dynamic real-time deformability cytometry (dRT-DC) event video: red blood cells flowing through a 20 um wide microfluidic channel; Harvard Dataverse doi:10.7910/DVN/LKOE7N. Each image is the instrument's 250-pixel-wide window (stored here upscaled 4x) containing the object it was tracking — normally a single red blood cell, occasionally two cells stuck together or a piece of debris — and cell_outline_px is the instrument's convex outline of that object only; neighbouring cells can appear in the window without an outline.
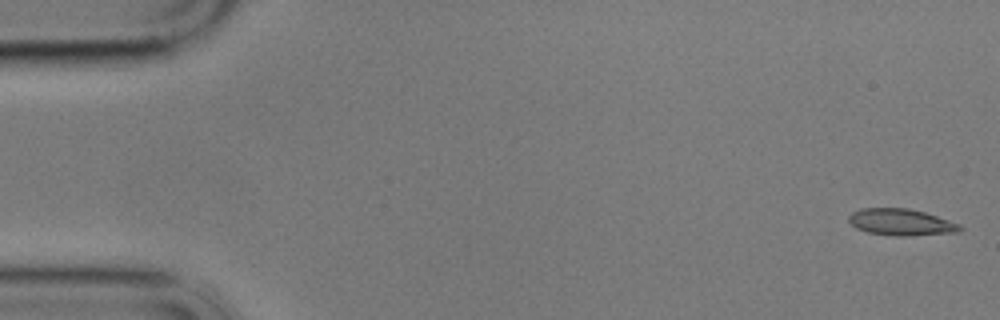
{"species": "common noctule bat (a hibernating species)", "species_latin": "Nyctalus noctula", "temperature_condition": "cold", "stored_images_in_passage": 56, "camera_frame_rate_fps": 3000, "um_per_image_px": 0.085, "animal": {"sex": "male", "body_mass_g": 17.9}, "frame": {"image": 1, "passage_image": 1, "time_ms": 0.0, "image_size_px": [1000, 320], "cell_outline_px": [[964, 228], [960, 232], [912, 236], [896, 236], [868, 232], [856, 228], [848, 220], [848, 216], [852, 212], [860, 208], [908, 208], [924, 212], [960, 224]], "centroid_in_image_um": [76.6, 18.89], "position_along_channel_um": 8.4, "area_um2": 17.34}}
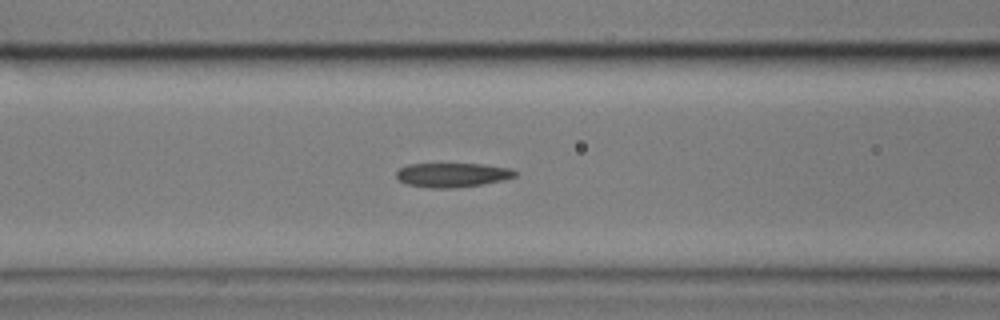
{"frame": {"image": 2, "passage_image": 22, "time_ms": 7.0, "image_size_px": [1000, 320], "cell_outline_px": [[516, 176], [504, 180], [456, 188], [432, 188], [408, 184], [400, 180], [396, 176], [396, 172], [400, 168], [408, 164], [484, 164], [512, 168], [516, 172]], "centroid_in_image_um": [38.48, 14.86], "position_along_channel_um": 128.1, "area_um2": 16.7}}
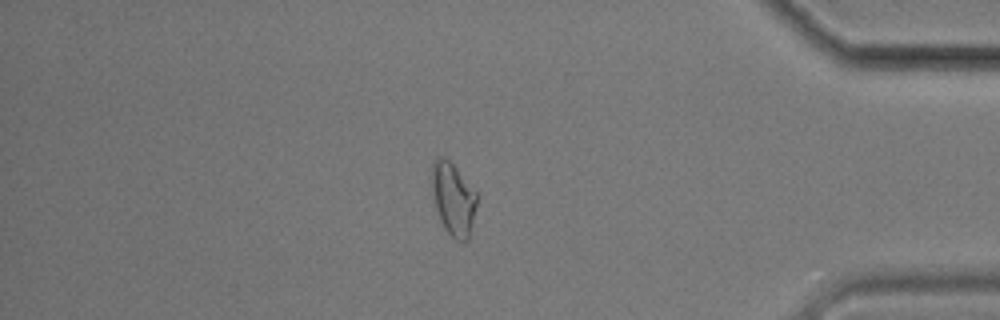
{"frame": {"image": 3, "passage_image": 48, "time_ms": 15.667, "image_size_px": [1000, 320], "cell_outline_px": [[480, 196], [468, 240], [456, 240], [444, 228], [440, 220], [436, 208], [432, 192], [432, 164], [436, 156], [444, 156], [476, 188]], "centroid_in_image_um": [38.57, 16.88], "position_along_channel_um": 396.6, "area_um2": 19.48}, "authors_computed_cell_mechanics": {"area_um2": 17.5423, "velocity_mm_per_s": 3.4698, "shape_relaxation_time_tau1_ms": 11.0917, "shape_relaxation_time_tau2_ms": 7.3701, "deformation_change_tau1": 0.2347, "deformation_change_tau2": 0.138}}